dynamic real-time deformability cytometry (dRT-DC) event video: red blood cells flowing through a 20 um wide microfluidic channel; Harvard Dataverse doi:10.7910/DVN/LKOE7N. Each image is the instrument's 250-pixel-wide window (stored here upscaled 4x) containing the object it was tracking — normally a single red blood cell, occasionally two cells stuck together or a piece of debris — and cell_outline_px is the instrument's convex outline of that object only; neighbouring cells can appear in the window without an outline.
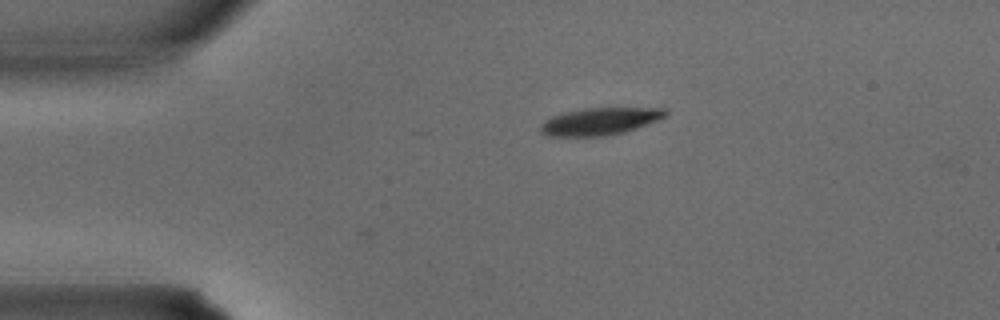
{"species": "common noctule bat (a hibernating species)", "species_latin": "Nyctalus noctula", "temperature_condition": "warm", "stored_images_in_passage": 8, "camera_frame_rate_fps": 3000, "um_per_image_px": 0.085, "animal": {"sex": "male", "body_mass_g": 15.6}, "frame": {"image": 1, "passage_image": 1, "time_ms": 0.0, "image_size_px": [1000, 320], "cell_outline_px": [[668, 116], [636, 128], [624, 132], [604, 136], [544, 136], [540, 132], [540, 124], [544, 120], [552, 116], [564, 112], [584, 108], [664, 108], [668, 112]], "centroid_in_image_um": [50.96, 10.31], "position_along_channel_um": 34.0, "area_um2": 19.94}}
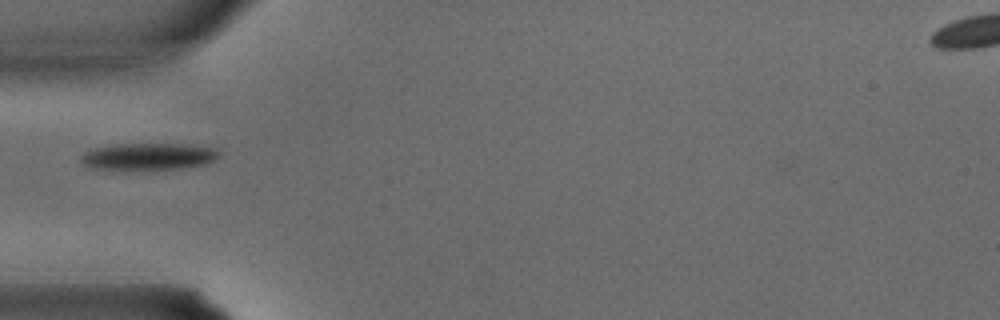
{"frame": {"image": 2, "passage_image": 5, "time_ms": 1.333, "image_size_px": [1000, 320], "cell_outline_px": [[220, 156], [204, 164], [184, 168], [152, 172], [124, 172], [88, 168], [80, 160], [80, 156], [84, 152], [96, 148], [116, 144], [188, 144], [216, 148]], "centroid_in_image_um": [12.55, 13.36], "position_along_channel_um": 72.5, "area_um2": 22.89}}
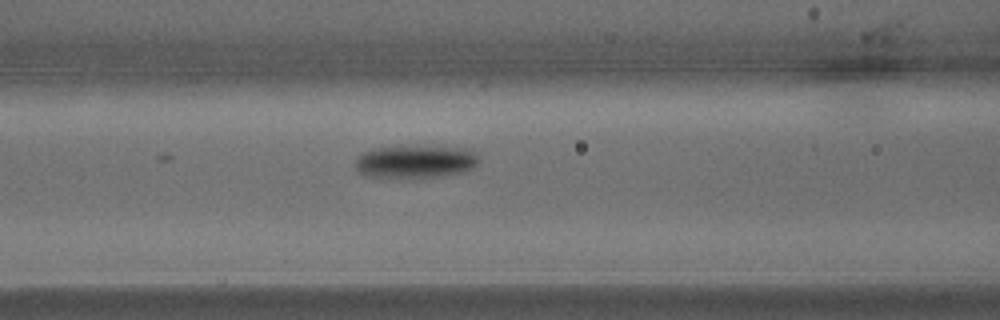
{"frame": {"image": 3, "passage_image": 8, "time_ms": 2.333, "image_size_px": [1000, 320], "cell_outline_px": [[480, 160], [468, 172], [420, 180], [412, 180], [364, 176], [356, 172], [356, 160], [364, 152], [372, 148], [472, 148], [480, 156]], "centroid_in_image_um": [35.35, 13.82], "position_along_channel_um": 131.2, "area_um2": 24.22}}